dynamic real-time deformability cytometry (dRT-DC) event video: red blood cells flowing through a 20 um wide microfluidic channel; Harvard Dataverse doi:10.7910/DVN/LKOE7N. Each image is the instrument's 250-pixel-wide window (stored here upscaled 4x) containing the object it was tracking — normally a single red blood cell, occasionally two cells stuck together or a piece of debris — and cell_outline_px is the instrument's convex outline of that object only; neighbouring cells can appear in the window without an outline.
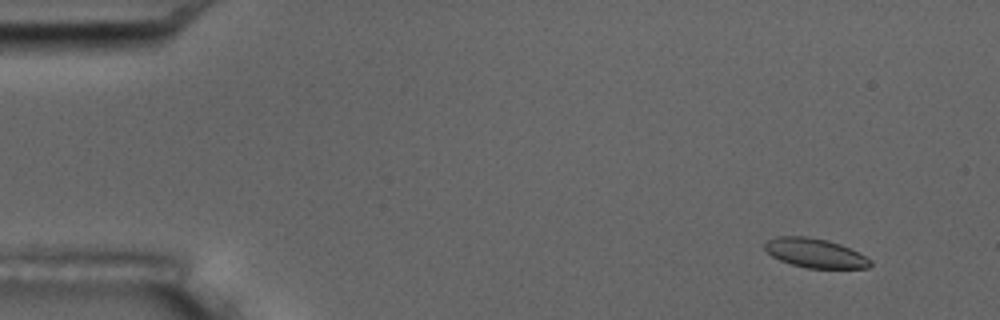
{"species": "common noctule bat (a hibernating species)", "species_latin": "Nyctalus noctula", "temperature_condition": "room temperature", "stored_images_in_passage": 6, "camera_frame_rate_fps": 3000, "um_per_image_px": 0.085, "animal": {"sex": "male", "body_mass_g": 17.5, "forearm_length_mm": 52.3}, "frame": {"image": 1, "passage_image": 2, "time_ms": 1.333, "image_size_px": [1000, 320], "cell_outline_px": [[872, 264], [868, 268], [808, 268], [792, 264], [780, 260], [772, 256], [764, 248], [764, 244], [768, 240], [776, 236], [808, 236], [828, 240], [840, 244], [872, 260]], "centroid_in_image_um": [69.26, 21.5], "position_along_channel_um": 15.7, "area_um2": 17.86}}